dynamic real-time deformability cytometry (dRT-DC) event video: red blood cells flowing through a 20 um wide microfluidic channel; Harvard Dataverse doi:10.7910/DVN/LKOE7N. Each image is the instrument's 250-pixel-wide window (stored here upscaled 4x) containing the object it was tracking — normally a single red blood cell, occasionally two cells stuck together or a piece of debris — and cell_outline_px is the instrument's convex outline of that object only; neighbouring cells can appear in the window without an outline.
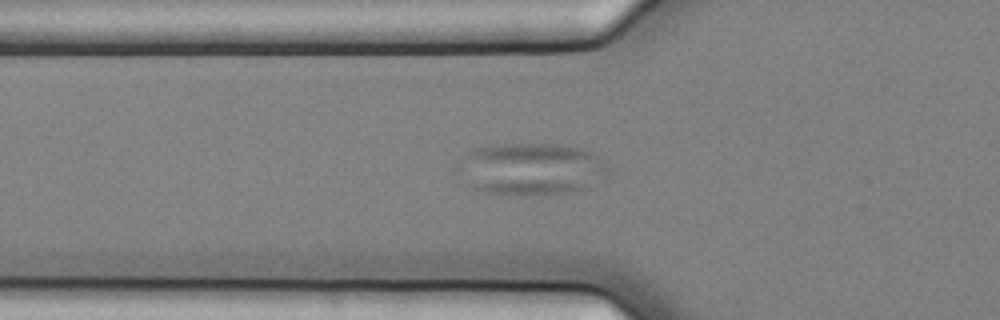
{"species": "common noctule bat (a hibernating species)", "species_latin": "Nyctalus noctula", "temperature_condition": "cold", "stored_images_in_passage": 58, "camera_frame_rate_fps": 3000, "um_per_image_px": 0.085, "animal": {"sex": "female", "body_mass_g": 25.1}, "frame": {"image": 1, "passage_image": 21, "time_ms": 6.667, "image_size_px": [1000, 320], "cell_outline_px": [[608, 172], [568, 192], [484, 192], [472, 188], [452, 168], [472, 148], [492, 144], [560, 144], [580, 148], [592, 152], [608, 168]], "centroid_in_image_um": [44.95, 14.28], "position_along_channel_um": 80.9, "area_um2": 44.04}}
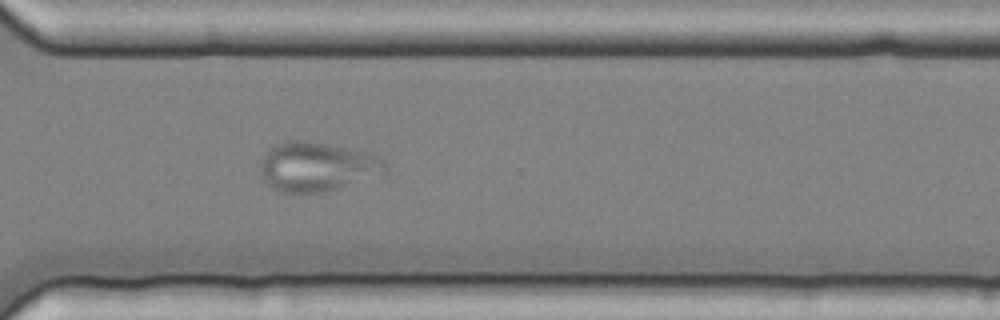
{"frame": {"image": 2, "passage_image": 43, "time_ms": 14.0, "image_size_px": [1000, 320], "cell_outline_px": [[388, 172], [336, 188], [320, 192], [284, 192], [272, 188], [260, 176], [260, 160], [276, 144], [284, 140], [308, 140], [368, 152], [384, 156], [388, 168]], "centroid_in_image_um": [26.97, 14.14], "position_along_channel_um": 343.6, "area_um2": 35.95}}
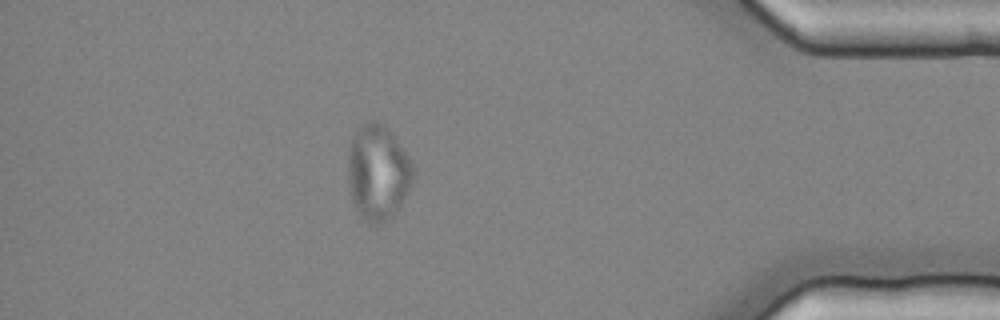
{"frame": {"image": 3, "passage_image": 51, "time_ms": 16.667, "image_size_px": [1000, 320], "cell_outline_px": [[412, 180], [400, 208], [388, 220], [380, 224], [368, 224], [360, 216], [352, 204], [348, 180], [348, 152], [352, 136], [360, 124], [368, 120], [376, 120], [384, 124], [392, 132], [412, 160]], "centroid_in_image_um": [32.1, 14.64], "position_along_channel_um": 403.1, "area_um2": 36.82}}